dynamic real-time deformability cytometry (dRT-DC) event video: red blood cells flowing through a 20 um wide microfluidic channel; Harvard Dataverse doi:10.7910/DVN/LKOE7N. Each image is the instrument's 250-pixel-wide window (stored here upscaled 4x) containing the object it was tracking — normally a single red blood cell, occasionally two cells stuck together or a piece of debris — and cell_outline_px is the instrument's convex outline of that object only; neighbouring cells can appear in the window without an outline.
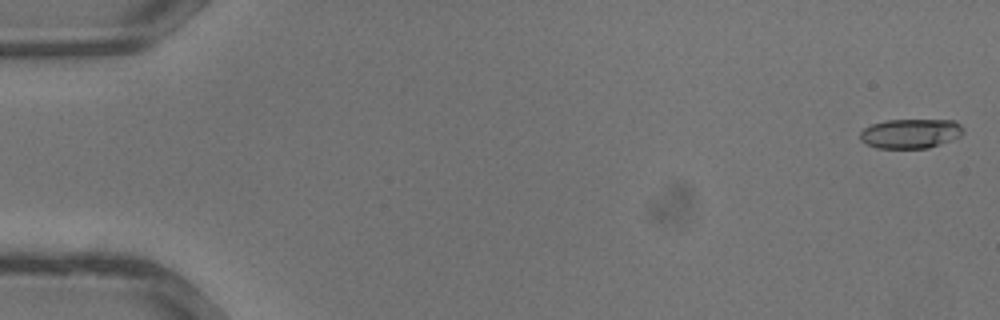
{"species": "common noctule bat (a hibernating species)", "species_latin": "Nyctalus noctula", "temperature_condition": "warm", "stored_images_in_passage": 35, "camera_frame_rate_fps": 3000, "um_per_image_px": 0.085, "animal": {"sex": "male", "body_mass_g": 13.3}, "frame": {"image": 1, "passage_image": 1, "time_ms": 0.0, "image_size_px": [1000, 320], "cell_outline_px": [[964, 132], [960, 136], [928, 148], [876, 148], [860, 140], [860, 132], [864, 128], [872, 124], [884, 120], [952, 120], [960, 124], [964, 128]], "centroid_in_image_um": [77.38, 11.34], "position_along_channel_um": 7.6, "area_um2": 17.69}}
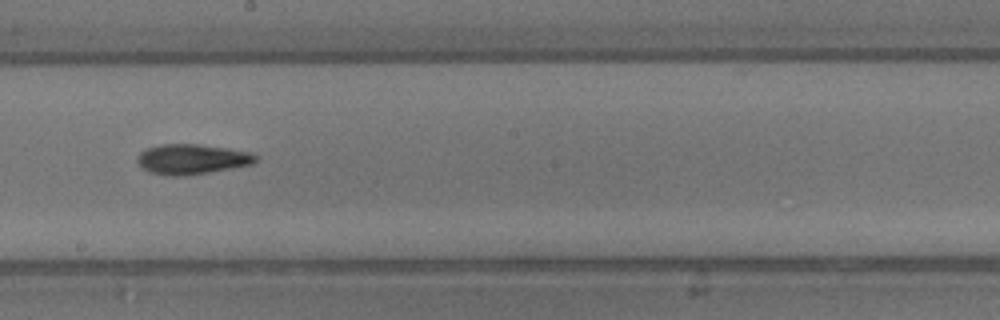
{"frame": {"image": 2, "passage_image": 20, "time_ms": 6.333, "image_size_px": [1000, 320], "cell_outline_px": [[256, 160], [252, 164], [232, 168], [184, 176], [168, 176], [148, 172], [140, 168], [136, 160], [136, 156], [140, 152], [148, 148], [160, 144], [196, 144], [228, 148], [252, 152], [256, 156]], "centroid_in_image_um": [16.26, 13.53], "position_along_channel_um": 231.9, "area_um2": 20.92}}
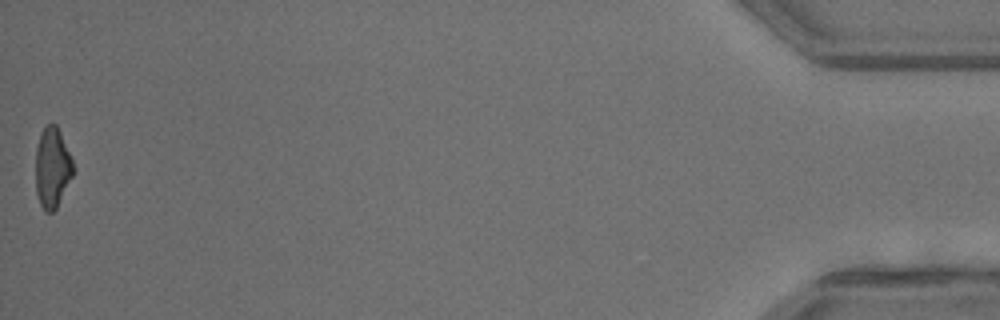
{"frame": {"image": 3, "passage_image": 35, "time_ms": 11.333, "image_size_px": [1000, 320], "cell_outline_px": [[72, 176], [56, 208], [52, 212], [44, 212], [40, 204], [36, 192], [36, 148], [40, 132], [48, 124], [56, 124], [60, 132], [72, 160]], "centroid_in_image_um": [4.41, 14.26], "position_along_channel_um": 430.8, "area_um2": 17.28}}